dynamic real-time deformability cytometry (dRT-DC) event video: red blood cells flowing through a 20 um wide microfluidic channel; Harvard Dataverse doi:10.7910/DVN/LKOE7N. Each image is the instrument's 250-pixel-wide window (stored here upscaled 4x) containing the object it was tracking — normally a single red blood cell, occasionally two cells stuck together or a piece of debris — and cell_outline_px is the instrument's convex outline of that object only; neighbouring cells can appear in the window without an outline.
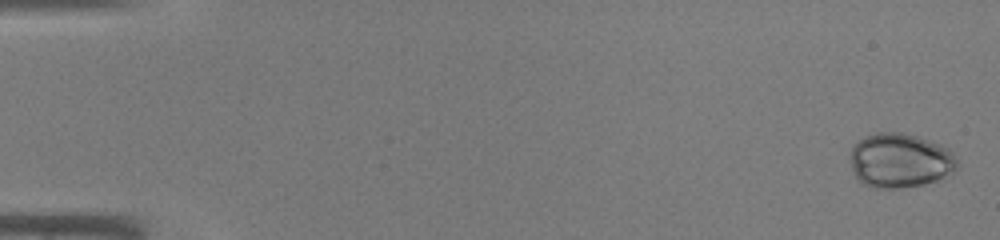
{"species": "common noctule bat (a hibernating species)", "species_latin": "Nyctalus noctula", "temperature_condition": "warm", "stored_images_in_passage": 45, "camera_frame_rate_fps": 3000, "um_per_image_px": 0.085, "animal": {"sex": "male", "body_mass_g": 19.0, "forearm_length_mm": 50.8}, "frame": {"image": 1, "passage_image": 1, "time_ms": 0.0, "image_size_px": [1000, 240], "cell_outline_px": [[956, 168], [952, 172], [936, 180], [924, 184], [900, 188], [872, 188], [860, 184], [852, 168], [848, 156], [852, 144], [864, 136], [876, 132], [900, 132], [916, 136], [928, 140], [948, 148], [952, 152], [956, 160]], "centroid_in_image_um": [76.42, 13.64], "position_along_channel_um": 8.6, "area_um2": 34.22}}
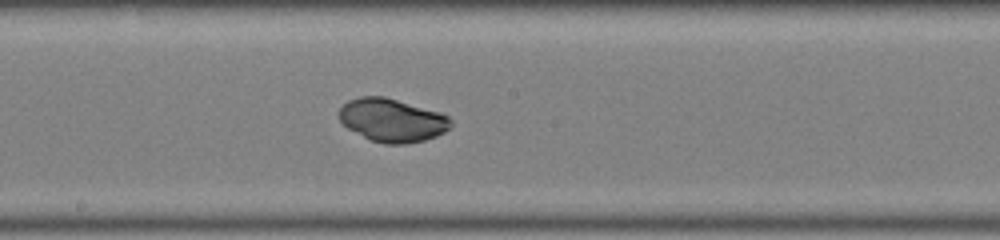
{"frame": {"image": 2, "passage_image": 25, "time_ms": 8.0, "image_size_px": [1000, 240], "cell_outline_px": [[452, 124], [444, 132], [436, 136], [424, 140], [404, 144], [384, 144], [372, 140], [348, 128], [336, 116], [336, 112], [348, 100], [360, 96], [384, 96], [440, 112], [448, 116], [452, 120]], "centroid_in_image_um": [33.31, 10.2], "position_along_channel_um": 214.9, "area_um2": 28.15}}
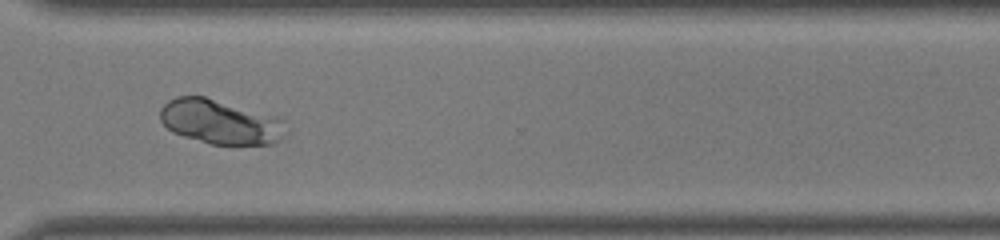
{"frame": {"image": 3, "passage_image": 34, "time_ms": 11.0, "image_size_px": [1000, 240], "cell_outline_px": [[288, 132], [280, 140], [272, 144], [212, 144], [184, 136], [172, 132], [160, 120], [160, 108], [168, 100], [176, 96], [204, 96], [280, 116], [284, 120]], "centroid_in_image_um": [18.78, 10.34], "position_along_channel_um": 351.8, "area_um2": 33.0}}